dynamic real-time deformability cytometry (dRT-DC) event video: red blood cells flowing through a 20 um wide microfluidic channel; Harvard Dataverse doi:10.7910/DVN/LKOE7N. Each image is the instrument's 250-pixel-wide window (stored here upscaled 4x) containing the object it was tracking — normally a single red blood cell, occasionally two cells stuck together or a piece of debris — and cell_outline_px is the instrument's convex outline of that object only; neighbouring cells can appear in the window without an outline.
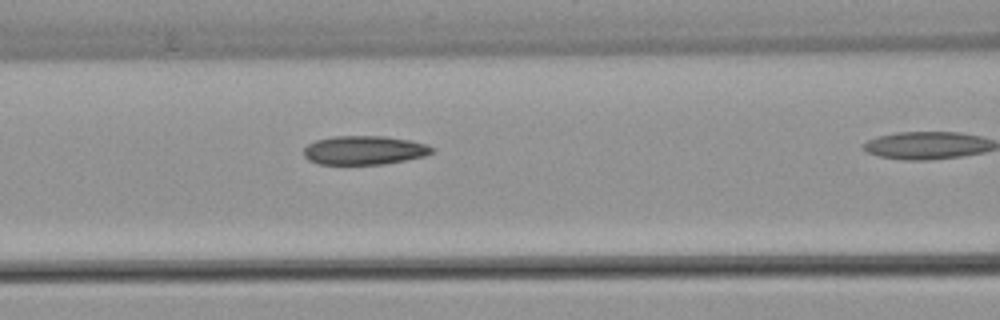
{"species": "common noctule bat (a hibernating species)", "species_latin": "Nyctalus noctula", "temperature_condition": "warm", "stored_images_in_passage": 23, "camera_frame_rate_fps": 3000, "um_per_image_px": 0.085, "animal": {"sex": "female", "body_mass_g": 22.7, "forearm_length_mm": 54.2}, "frame": {"image": 1, "passage_image": 10, "time_ms": 3.0, "image_size_px": [1000, 320], "cell_outline_px": [[436, 152], [424, 156], [384, 164], [316, 164], [308, 160], [304, 156], [304, 148], [308, 144], [316, 140], [332, 136], [384, 136], [408, 140], [428, 144], [436, 148]], "centroid_in_image_um": [30.98, 12.77], "position_along_channel_um": 135.6, "area_um2": 21.73}}